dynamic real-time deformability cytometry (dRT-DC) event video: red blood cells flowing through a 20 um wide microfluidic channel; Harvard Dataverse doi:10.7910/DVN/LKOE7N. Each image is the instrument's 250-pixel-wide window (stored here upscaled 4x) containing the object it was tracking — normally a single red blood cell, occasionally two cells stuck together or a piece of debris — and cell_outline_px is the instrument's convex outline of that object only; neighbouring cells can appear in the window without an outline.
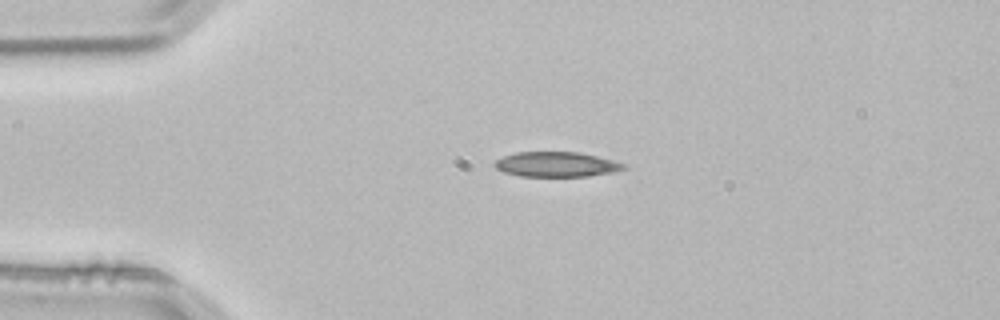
{"species": "common noctule bat (a hibernating species)", "species_latin": "Nyctalus noctula", "temperature_condition": "room temperature", "stored_images_in_passage": 4, "camera_frame_rate_fps": 3000, "um_per_image_px": 0.085, "animal": {"sex": "male", "body_mass_g": 21.5, "forearm_length_mm": 52.0}, "frame": {"image": 1, "passage_image": 3, "time_ms": 0.667, "image_size_px": [1000, 320], "cell_outline_px": [[628, 168], [612, 172], [588, 176], [520, 176], [504, 172], [496, 168], [492, 164], [496, 160], [504, 156], [516, 152], [580, 152], [628, 164]], "centroid_in_image_um": [47.31, 13.97], "position_along_channel_um": 37.7, "area_um2": 18.79}}
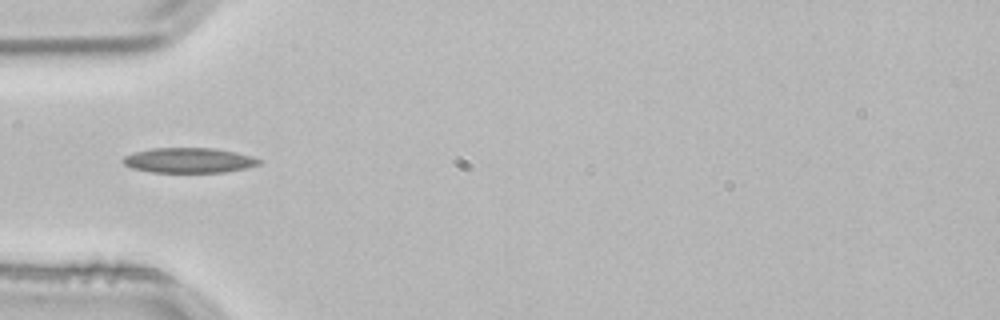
{"frame": {"image": 2, "passage_image": 4, "time_ms": 1.0, "image_size_px": [1000, 320], "cell_outline_px": [[264, 160], [260, 164], [248, 168], [224, 172], [152, 172], [132, 168], [124, 164], [120, 160], [124, 156], [136, 152], [152, 148], [216, 148], [236, 152], [252, 156]], "centroid_in_image_um": [16.1, 13.62], "position_along_channel_um": 68.9, "area_um2": 20.0}}